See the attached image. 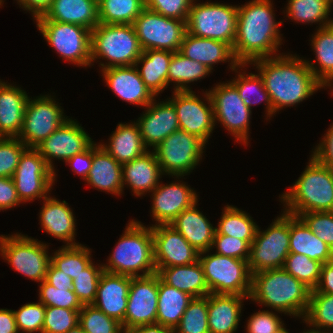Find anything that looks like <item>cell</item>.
<instances>
[{
	"mask_svg": "<svg viewBox=\"0 0 333 333\" xmlns=\"http://www.w3.org/2000/svg\"><path fill=\"white\" fill-rule=\"evenodd\" d=\"M250 65L256 66L273 106V115L283 108L307 100L324 86L315 78L304 59L297 55L281 54L259 58Z\"/></svg>",
	"mask_w": 333,
	"mask_h": 333,
	"instance_id": "6da1fadb",
	"label": "cell"
},
{
	"mask_svg": "<svg viewBox=\"0 0 333 333\" xmlns=\"http://www.w3.org/2000/svg\"><path fill=\"white\" fill-rule=\"evenodd\" d=\"M273 9L271 0H252L238 6L232 50L240 64L280 55L278 49L282 44V34L279 27L283 21H276Z\"/></svg>",
	"mask_w": 333,
	"mask_h": 333,
	"instance_id": "7a4b0ae2",
	"label": "cell"
},
{
	"mask_svg": "<svg viewBox=\"0 0 333 333\" xmlns=\"http://www.w3.org/2000/svg\"><path fill=\"white\" fill-rule=\"evenodd\" d=\"M311 290L283 268L252 274L249 300L270 307L278 313L303 317L308 308Z\"/></svg>",
	"mask_w": 333,
	"mask_h": 333,
	"instance_id": "3957f363",
	"label": "cell"
},
{
	"mask_svg": "<svg viewBox=\"0 0 333 333\" xmlns=\"http://www.w3.org/2000/svg\"><path fill=\"white\" fill-rule=\"evenodd\" d=\"M107 260L108 263L102 267L109 273L131 277H146L157 273L152 227L131 220Z\"/></svg>",
	"mask_w": 333,
	"mask_h": 333,
	"instance_id": "277c9868",
	"label": "cell"
},
{
	"mask_svg": "<svg viewBox=\"0 0 333 333\" xmlns=\"http://www.w3.org/2000/svg\"><path fill=\"white\" fill-rule=\"evenodd\" d=\"M300 177L279 197L284 212L301 213L333 211V169L320 164L312 155Z\"/></svg>",
	"mask_w": 333,
	"mask_h": 333,
	"instance_id": "5b68a950",
	"label": "cell"
},
{
	"mask_svg": "<svg viewBox=\"0 0 333 333\" xmlns=\"http://www.w3.org/2000/svg\"><path fill=\"white\" fill-rule=\"evenodd\" d=\"M143 53L133 24H101L91 31V65L101 59L103 69L135 65Z\"/></svg>",
	"mask_w": 333,
	"mask_h": 333,
	"instance_id": "8992f818",
	"label": "cell"
},
{
	"mask_svg": "<svg viewBox=\"0 0 333 333\" xmlns=\"http://www.w3.org/2000/svg\"><path fill=\"white\" fill-rule=\"evenodd\" d=\"M208 252L210 250L199 253L198 260L202 266L209 292L249 296L252 274L248 260Z\"/></svg>",
	"mask_w": 333,
	"mask_h": 333,
	"instance_id": "52a82bcc",
	"label": "cell"
},
{
	"mask_svg": "<svg viewBox=\"0 0 333 333\" xmlns=\"http://www.w3.org/2000/svg\"><path fill=\"white\" fill-rule=\"evenodd\" d=\"M195 1V2H194ZM193 0L186 22L187 33L225 42L233 47L236 38L238 5Z\"/></svg>",
	"mask_w": 333,
	"mask_h": 333,
	"instance_id": "ba28073f",
	"label": "cell"
},
{
	"mask_svg": "<svg viewBox=\"0 0 333 333\" xmlns=\"http://www.w3.org/2000/svg\"><path fill=\"white\" fill-rule=\"evenodd\" d=\"M290 214L284 212L263 232L257 228L255 238L250 245L248 266L251 274L283 268L289 255Z\"/></svg>",
	"mask_w": 333,
	"mask_h": 333,
	"instance_id": "9c48e42d",
	"label": "cell"
},
{
	"mask_svg": "<svg viewBox=\"0 0 333 333\" xmlns=\"http://www.w3.org/2000/svg\"><path fill=\"white\" fill-rule=\"evenodd\" d=\"M37 240L18 232L14 235H1L0 256L13 267L11 269L41 283L46 278L51 256L47 250L49 244Z\"/></svg>",
	"mask_w": 333,
	"mask_h": 333,
	"instance_id": "30bf717a",
	"label": "cell"
},
{
	"mask_svg": "<svg viewBox=\"0 0 333 333\" xmlns=\"http://www.w3.org/2000/svg\"><path fill=\"white\" fill-rule=\"evenodd\" d=\"M37 29L60 57L81 67L91 66V30L77 24L36 20Z\"/></svg>",
	"mask_w": 333,
	"mask_h": 333,
	"instance_id": "8fae6325",
	"label": "cell"
},
{
	"mask_svg": "<svg viewBox=\"0 0 333 333\" xmlns=\"http://www.w3.org/2000/svg\"><path fill=\"white\" fill-rule=\"evenodd\" d=\"M206 144L184 130H177L151 149L166 175L184 177L196 168L203 157Z\"/></svg>",
	"mask_w": 333,
	"mask_h": 333,
	"instance_id": "7c38bea8",
	"label": "cell"
},
{
	"mask_svg": "<svg viewBox=\"0 0 333 333\" xmlns=\"http://www.w3.org/2000/svg\"><path fill=\"white\" fill-rule=\"evenodd\" d=\"M51 95L28 98L18 138L28 147L36 148L69 118ZM66 116V117H65Z\"/></svg>",
	"mask_w": 333,
	"mask_h": 333,
	"instance_id": "4fadbf2b",
	"label": "cell"
},
{
	"mask_svg": "<svg viewBox=\"0 0 333 333\" xmlns=\"http://www.w3.org/2000/svg\"><path fill=\"white\" fill-rule=\"evenodd\" d=\"M186 22L167 18L145 8L133 26L143 51L148 49L177 52L187 32Z\"/></svg>",
	"mask_w": 333,
	"mask_h": 333,
	"instance_id": "5bb4252c",
	"label": "cell"
},
{
	"mask_svg": "<svg viewBox=\"0 0 333 333\" xmlns=\"http://www.w3.org/2000/svg\"><path fill=\"white\" fill-rule=\"evenodd\" d=\"M208 93L213 104L215 124L220 122L236 138L235 141L247 146L252 112L244 104L237 88L227 81L216 84Z\"/></svg>",
	"mask_w": 333,
	"mask_h": 333,
	"instance_id": "9a60e30c",
	"label": "cell"
},
{
	"mask_svg": "<svg viewBox=\"0 0 333 333\" xmlns=\"http://www.w3.org/2000/svg\"><path fill=\"white\" fill-rule=\"evenodd\" d=\"M56 175L35 148H27L12 176L20 201L46 198L57 180Z\"/></svg>",
	"mask_w": 333,
	"mask_h": 333,
	"instance_id": "2e32d148",
	"label": "cell"
},
{
	"mask_svg": "<svg viewBox=\"0 0 333 333\" xmlns=\"http://www.w3.org/2000/svg\"><path fill=\"white\" fill-rule=\"evenodd\" d=\"M169 100L175 107L179 129L190 133L205 144L215 127L213 104L208 90L203 92L206 103L194 91H174ZM207 104V105H206Z\"/></svg>",
	"mask_w": 333,
	"mask_h": 333,
	"instance_id": "e0dca14e",
	"label": "cell"
},
{
	"mask_svg": "<svg viewBox=\"0 0 333 333\" xmlns=\"http://www.w3.org/2000/svg\"><path fill=\"white\" fill-rule=\"evenodd\" d=\"M158 307V274L131 277L124 322L125 333L134 327L154 324Z\"/></svg>",
	"mask_w": 333,
	"mask_h": 333,
	"instance_id": "ac0fdd59",
	"label": "cell"
},
{
	"mask_svg": "<svg viewBox=\"0 0 333 333\" xmlns=\"http://www.w3.org/2000/svg\"><path fill=\"white\" fill-rule=\"evenodd\" d=\"M75 120L69 118L35 148L54 172H56L52 162L54 159L66 162L69 158L85 151L94 142Z\"/></svg>",
	"mask_w": 333,
	"mask_h": 333,
	"instance_id": "d6986e66",
	"label": "cell"
},
{
	"mask_svg": "<svg viewBox=\"0 0 333 333\" xmlns=\"http://www.w3.org/2000/svg\"><path fill=\"white\" fill-rule=\"evenodd\" d=\"M151 227L157 273L163 267L184 266L198 261L199 252L171 225Z\"/></svg>",
	"mask_w": 333,
	"mask_h": 333,
	"instance_id": "ffe728a7",
	"label": "cell"
},
{
	"mask_svg": "<svg viewBox=\"0 0 333 333\" xmlns=\"http://www.w3.org/2000/svg\"><path fill=\"white\" fill-rule=\"evenodd\" d=\"M173 182L159 185L152 191L151 212L155 225H170V223L185 209L198 202V194L185 184Z\"/></svg>",
	"mask_w": 333,
	"mask_h": 333,
	"instance_id": "44dd1931",
	"label": "cell"
},
{
	"mask_svg": "<svg viewBox=\"0 0 333 333\" xmlns=\"http://www.w3.org/2000/svg\"><path fill=\"white\" fill-rule=\"evenodd\" d=\"M154 99L145 108V113L137 119L144 145L154 149L166 137L179 130L177 112L174 105L167 99L156 102Z\"/></svg>",
	"mask_w": 333,
	"mask_h": 333,
	"instance_id": "7402d4cb",
	"label": "cell"
},
{
	"mask_svg": "<svg viewBox=\"0 0 333 333\" xmlns=\"http://www.w3.org/2000/svg\"><path fill=\"white\" fill-rule=\"evenodd\" d=\"M101 72L111 91L127 103L146 107L156 98L145 86L135 65L106 68Z\"/></svg>",
	"mask_w": 333,
	"mask_h": 333,
	"instance_id": "603a6c76",
	"label": "cell"
},
{
	"mask_svg": "<svg viewBox=\"0 0 333 333\" xmlns=\"http://www.w3.org/2000/svg\"><path fill=\"white\" fill-rule=\"evenodd\" d=\"M130 283L131 276L103 271L93 305L122 324L127 309Z\"/></svg>",
	"mask_w": 333,
	"mask_h": 333,
	"instance_id": "cb8c5ba5",
	"label": "cell"
},
{
	"mask_svg": "<svg viewBox=\"0 0 333 333\" xmlns=\"http://www.w3.org/2000/svg\"><path fill=\"white\" fill-rule=\"evenodd\" d=\"M39 213L42 229L54 238L63 240L66 246L79 245L75 242L76 220L68 203L50 195L43 199Z\"/></svg>",
	"mask_w": 333,
	"mask_h": 333,
	"instance_id": "d4e9b609",
	"label": "cell"
},
{
	"mask_svg": "<svg viewBox=\"0 0 333 333\" xmlns=\"http://www.w3.org/2000/svg\"><path fill=\"white\" fill-rule=\"evenodd\" d=\"M179 52L189 59L198 61L213 70L214 64L230 62L233 71L239 62L235 59L232 47L221 41L202 38L185 33Z\"/></svg>",
	"mask_w": 333,
	"mask_h": 333,
	"instance_id": "484cf974",
	"label": "cell"
},
{
	"mask_svg": "<svg viewBox=\"0 0 333 333\" xmlns=\"http://www.w3.org/2000/svg\"><path fill=\"white\" fill-rule=\"evenodd\" d=\"M162 175L153 151L148 150L142 156L122 164L123 186H129L135 196L152 192L159 185Z\"/></svg>",
	"mask_w": 333,
	"mask_h": 333,
	"instance_id": "4316f807",
	"label": "cell"
},
{
	"mask_svg": "<svg viewBox=\"0 0 333 333\" xmlns=\"http://www.w3.org/2000/svg\"><path fill=\"white\" fill-rule=\"evenodd\" d=\"M0 84V137L18 138L29 96L21 87Z\"/></svg>",
	"mask_w": 333,
	"mask_h": 333,
	"instance_id": "83f0119b",
	"label": "cell"
},
{
	"mask_svg": "<svg viewBox=\"0 0 333 333\" xmlns=\"http://www.w3.org/2000/svg\"><path fill=\"white\" fill-rule=\"evenodd\" d=\"M245 299H249V296L208 294L209 332L235 333Z\"/></svg>",
	"mask_w": 333,
	"mask_h": 333,
	"instance_id": "f1b7e54d",
	"label": "cell"
},
{
	"mask_svg": "<svg viewBox=\"0 0 333 333\" xmlns=\"http://www.w3.org/2000/svg\"><path fill=\"white\" fill-rule=\"evenodd\" d=\"M91 187L110 194L123 192L122 164L118 163L100 144L93 142V161L85 180Z\"/></svg>",
	"mask_w": 333,
	"mask_h": 333,
	"instance_id": "f546056e",
	"label": "cell"
},
{
	"mask_svg": "<svg viewBox=\"0 0 333 333\" xmlns=\"http://www.w3.org/2000/svg\"><path fill=\"white\" fill-rule=\"evenodd\" d=\"M197 203L182 211L170 225L201 253L211 250L216 227L197 209Z\"/></svg>",
	"mask_w": 333,
	"mask_h": 333,
	"instance_id": "4dcf8cb0",
	"label": "cell"
},
{
	"mask_svg": "<svg viewBox=\"0 0 333 333\" xmlns=\"http://www.w3.org/2000/svg\"><path fill=\"white\" fill-rule=\"evenodd\" d=\"M45 20L81 25L93 30L99 24L98 3L94 0H52Z\"/></svg>",
	"mask_w": 333,
	"mask_h": 333,
	"instance_id": "1f68e13d",
	"label": "cell"
},
{
	"mask_svg": "<svg viewBox=\"0 0 333 333\" xmlns=\"http://www.w3.org/2000/svg\"><path fill=\"white\" fill-rule=\"evenodd\" d=\"M289 253L303 254L322 264L333 260V249L318 238L299 216L292 214Z\"/></svg>",
	"mask_w": 333,
	"mask_h": 333,
	"instance_id": "d6a6232c",
	"label": "cell"
},
{
	"mask_svg": "<svg viewBox=\"0 0 333 333\" xmlns=\"http://www.w3.org/2000/svg\"><path fill=\"white\" fill-rule=\"evenodd\" d=\"M100 146L106 150L118 163L124 164L145 154L148 149L142 140L137 123H119L109 138L108 145Z\"/></svg>",
	"mask_w": 333,
	"mask_h": 333,
	"instance_id": "836d02e7",
	"label": "cell"
},
{
	"mask_svg": "<svg viewBox=\"0 0 333 333\" xmlns=\"http://www.w3.org/2000/svg\"><path fill=\"white\" fill-rule=\"evenodd\" d=\"M174 52L148 49L143 51L135 63L145 86L157 96L167 88L168 67ZM139 64L142 66L141 69Z\"/></svg>",
	"mask_w": 333,
	"mask_h": 333,
	"instance_id": "e575fe53",
	"label": "cell"
},
{
	"mask_svg": "<svg viewBox=\"0 0 333 333\" xmlns=\"http://www.w3.org/2000/svg\"><path fill=\"white\" fill-rule=\"evenodd\" d=\"M311 39V48L315 52L318 65L314 60L305 62L324 88H333V24L318 28Z\"/></svg>",
	"mask_w": 333,
	"mask_h": 333,
	"instance_id": "d590c367",
	"label": "cell"
},
{
	"mask_svg": "<svg viewBox=\"0 0 333 333\" xmlns=\"http://www.w3.org/2000/svg\"><path fill=\"white\" fill-rule=\"evenodd\" d=\"M157 274L166 284L192 297L210 294L199 260L184 266L163 267Z\"/></svg>",
	"mask_w": 333,
	"mask_h": 333,
	"instance_id": "8d00e7d4",
	"label": "cell"
},
{
	"mask_svg": "<svg viewBox=\"0 0 333 333\" xmlns=\"http://www.w3.org/2000/svg\"><path fill=\"white\" fill-rule=\"evenodd\" d=\"M192 299L190 294L166 284L158 275L156 323L174 330Z\"/></svg>",
	"mask_w": 333,
	"mask_h": 333,
	"instance_id": "74e56055",
	"label": "cell"
},
{
	"mask_svg": "<svg viewBox=\"0 0 333 333\" xmlns=\"http://www.w3.org/2000/svg\"><path fill=\"white\" fill-rule=\"evenodd\" d=\"M212 70L206 65L192 60L181 54L174 52L168 67V86L175 83L174 91H192L187 84L204 79Z\"/></svg>",
	"mask_w": 333,
	"mask_h": 333,
	"instance_id": "f35d334b",
	"label": "cell"
},
{
	"mask_svg": "<svg viewBox=\"0 0 333 333\" xmlns=\"http://www.w3.org/2000/svg\"><path fill=\"white\" fill-rule=\"evenodd\" d=\"M248 64H240L233 70L238 73L232 81H230L238 90L244 104L252 110V105L259 104L262 101L266 105V118L268 120L273 116V106L270 96L264 87L262 77L259 73H244L240 72V68ZM239 69V72H238ZM241 73V74H240ZM252 96V97H251ZM254 97V98H253ZM253 98V99H252Z\"/></svg>",
	"mask_w": 333,
	"mask_h": 333,
	"instance_id": "ab89813d",
	"label": "cell"
},
{
	"mask_svg": "<svg viewBox=\"0 0 333 333\" xmlns=\"http://www.w3.org/2000/svg\"><path fill=\"white\" fill-rule=\"evenodd\" d=\"M215 234H223L239 238L252 244L258 225L245 211L226 205L222 210L220 221L217 223Z\"/></svg>",
	"mask_w": 333,
	"mask_h": 333,
	"instance_id": "60d3db41",
	"label": "cell"
},
{
	"mask_svg": "<svg viewBox=\"0 0 333 333\" xmlns=\"http://www.w3.org/2000/svg\"><path fill=\"white\" fill-rule=\"evenodd\" d=\"M286 16L297 23H317L318 28L327 27L333 24L329 19L331 12L329 0H287ZM320 22V23H319Z\"/></svg>",
	"mask_w": 333,
	"mask_h": 333,
	"instance_id": "b9f144b4",
	"label": "cell"
},
{
	"mask_svg": "<svg viewBox=\"0 0 333 333\" xmlns=\"http://www.w3.org/2000/svg\"><path fill=\"white\" fill-rule=\"evenodd\" d=\"M145 9V0H102L98 3L99 23L133 24Z\"/></svg>",
	"mask_w": 333,
	"mask_h": 333,
	"instance_id": "7bdbcfd3",
	"label": "cell"
},
{
	"mask_svg": "<svg viewBox=\"0 0 333 333\" xmlns=\"http://www.w3.org/2000/svg\"><path fill=\"white\" fill-rule=\"evenodd\" d=\"M320 331H333V294L312 290L303 323Z\"/></svg>",
	"mask_w": 333,
	"mask_h": 333,
	"instance_id": "ee69618b",
	"label": "cell"
},
{
	"mask_svg": "<svg viewBox=\"0 0 333 333\" xmlns=\"http://www.w3.org/2000/svg\"><path fill=\"white\" fill-rule=\"evenodd\" d=\"M90 250L82 244L63 245L51 256V263L74 279L75 276L79 275L82 270L93 262Z\"/></svg>",
	"mask_w": 333,
	"mask_h": 333,
	"instance_id": "f6af8a7d",
	"label": "cell"
},
{
	"mask_svg": "<svg viewBox=\"0 0 333 333\" xmlns=\"http://www.w3.org/2000/svg\"><path fill=\"white\" fill-rule=\"evenodd\" d=\"M207 318L208 295L193 297L173 333H210Z\"/></svg>",
	"mask_w": 333,
	"mask_h": 333,
	"instance_id": "bcb514c9",
	"label": "cell"
},
{
	"mask_svg": "<svg viewBox=\"0 0 333 333\" xmlns=\"http://www.w3.org/2000/svg\"><path fill=\"white\" fill-rule=\"evenodd\" d=\"M321 267V262L310 259L306 255L289 253L283 269L312 291L318 285Z\"/></svg>",
	"mask_w": 333,
	"mask_h": 333,
	"instance_id": "7dc6e473",
	"label": "cell"
},
{
	"mask_svg": "<svg viewBox=\"0 0 333 333\" xmlns=\"http://www.w3.org/2000/svg\"><path fill=\"white\" fill-rule=\"evenodd\" d=\"M79 325L85 333H125L120 322L93 304L83 305L80 309Z\"/></svg>",
	"mask_w": 333,
	"mask_h": 333,
	"instance_id": "c3c4849f",
	"label": "cell"
},
{
	"mask_svg": "<svg viewBox=\"0 0 333 333\" xmlns=\"http://www.w3.org/2000/svg\"><path fill=\"white\" fill-rule=\"evenodd\" d=\"M103 271L104 269L102 265L99 266L92 262L73 279L72 290L82 305H90L94 303L99 279Z\"/></svg>",
	"mask_w": 333,
	"mask_h": 333,
	"instance_id": "681fc988",
	"label": "cell"
},
{
	"mask_svg": "<svg viewBox=\"0 0 333 333\" xmlns=\"http://www.w3.org/2000/svg\"><path fill=\"white\" fill-rule=\"evenodd\" d=\"M38 301L46 307L55 306L73 310H80L83 307L72 289L56 288L46 280L40 283Z\"/></svg>",
	"mask_w": 333,
	"mask_h": 333,
	"instance_id": "f907efd6",
	"label": "cell"
},
{
	"mask_svg": "<svg viewBox=\"0 0 333 333\" xmlns=\"http://www.w3.org/2000/svg\"><path fill=\"white\" fill-rule=\"evenodd\" d=\"M80 310L46 307L42 333H66L79 324Z\"/></svg>",
	"mask_w": 333,
	"mask_h": 333,
	"instance_id": "816d5d0a",
	"label": "cell"
},
{
	"mask_svg": "<svg viewBox=\"0 0 333 333\" xmlns=\"http://www.w3.org/2000/svg\"><path fill=\"white\" fill-rule=\"evenodd\" d=\"M46 306L41 302L26 303L13 310L17 329L20 333H42Z\"/></svg>",
	"mask_w": 333,
	"mask_h": 333,
	"instance_id": "f5cc1de1",
	"label": "cell"
},
{
	"mask_svg": "<svg viewBox=\"0 0 333 333\" xmlns=\"http://www.w3.org/2000/svg\"><path fill=\"white\" fill-rule=\"evenodd\" d=\"M27 148L19 138L0 137V177L12 178Z\"/></svg>",
	"mask_w": 333,
	"mask_h": 333,
	"instance_id": "db71d44e",
	"label": "cell"
},
{
	"mask_svg": "<svg viewBox=\"0 0 333 333\" xmlns=\"http://www.w3.org/2000/svg\"><path fill=\"white\" fill-rule=\"evenodd\" d=\"M299 217L318 238L333 249V211L301 213Z\"/></svg>",
	"mask_w": 333,
	"mask_h": 333,
	"instance_id": "11a10c76",
	"label": "cell"
},
{
	"mask_svg": "<svg viewBox=\"0 0 333 333\" xmlns=\"http://www.w3.org/2000/svg\"><path fill=\"white\" fill-rule=\"evenodd\" d=\"M216 248V254L248 260L250 255V244L239 238H235L223 234H215L213 239L212 249Z\"/></svg>",
	"mask_w": 333,
	"mask_h": 333,
	"instance_id": "9f6ffc18",
	"label": "cell"
},
{
	"mask_svg": "<svg viewBox=\"0 0 333 333\" xmlns=\"http://www.w3.org/2000/svg\"><path fill=\"white\" fill-rule=\"evenodd\" d=\"M193 0H145V8L167 18L187 21Z\"/></svg>",
	"mask_w": 333,
	"mask_h": 333,
	"instance_id": "6f0895ef",
	"label": "cell"
},
{
	"mask_svg": "<svg viewBox=\"0 0 333 333\" xmlns=\"http://www.w3.org/2000/svg\"><path fill=\"white\" fill-rule=\"evenodd\" d=\"M246 325V333H277L285 324L274 311L259 310L249 317Z\"/></svg>",
	"mask_w": 333,
	"mask_h": 333,
	"instance_id": "680465c9",
	"label": "cell"
},
{
	"mask_svg": "<svg viewBox=\"0 0 333 333\" xmlns=\"http://www.w3.org/2000/svg\"><path fill=\"white\" fill-rule=\"evenodd\" d=\"M311 154L320 164L333 169V124Z\"/></svg>",
	"mask_w": 333,
	"mask_h": 333,
	"instance_id": "91938a15",
	"label": "cell"
},
{
	"mask_svg": "<svg viewBox=\"0 0 333 333\" xmlns=\"http://www.w3.org/2000/svg\"><path fill=\"white\" fill-rule=\"evenodd\" d=\"M21 203L13 179L0 177V211L14 208Z\"/></svg>",
	"mask_w": 333,
	"mask_h": 333,
	"instance_id": "94428289",
	"label": "cell"
},
{
	"mask_svg": "<svg viewBox=\"0 0 333 333\" xmlns=\"http://www.w3.org/2000/svg\"><path fill=\"white\" fill-rule=\"evenodd\" d=\"M93 161V143L83 152L69 158L65 163L71 166V170L81 176L84 181L91 169Z\"/></svg>",
	"mask_w": 333,
	"mask_h": 333,
	"instance_id": "6125c7cd",
	"label": "cell"
},
{
	"mask_svg": "<svg viewBox=\"0 0 333 333\" xmlns=\"http://www.w3.org/2000/svg\"><path fill=\"white\" fill-rule=\"evenodd\" d=\"M45 280L56 288L73 287V279L62 270L57 269L51 262L48 265Z\"/></svg>",
	"mask_w": 333,
	"mask_h": 333,
	"instance_id": "be15d7a7",
	"label": "cell"
},
{
	"mask_svg": "<svg viewBox=\"0 0 333 333\" xmlns=\"http://www.w3.org/2000/svg\"><path fill=\"white\" fill-rule=\"evenodd\" d=\"M314 290L319 293L333 294V260L322 264L320 279Z\"/></svg>",
	"mask_w": 333,
	"mask_h": 333,
	"instance_id": "e7e4bbea",
	"label": "cell"
},
{
	"mask_svg": "<svg viewBox=\"0 0 333 333\" xmlns=\"http://www.w3.org/2000/svg\"><path fill=\"white\" fill-rule=\"evenodd\" d=\"M17 3L24 11H29L33 15L32 17L37 18L44 16L45 13L50 9L52 0H16Z\"/></svg>",
	"mask_w": 333,
	"mask_h": 333,
	"instance_id": "03108f58",
	"label": "cell"
},
{
	"mask_svg": "<svg viewBox=\"0 0 333 333\" xmlns=\"http://www.w3.org/2000/svg\"><path fill=\"white\" fill-rule=\"evenodd\" d=\"M0 333H19L13 310L0 309Z\"/></svg>",
	"mask_w": 333,
	"mask_h": 333,
	"instance_id": "003e7915",
	"label": "cell"
},
{
	"mask_svg": "<svg viewBox=\"0 0 333 333\" xmlns=\"http://www.w3.org/2000/svg\"><path fill=\"white\" fill-rule=\"evenodd\" d=\"M127 333H173V330L161 324L154 323L134 327Z\"/></svg>",
	"mask_w": 333,
	"mask_h": 333,
	"instance_id": "a7ac6f4b",
	"label": "cell"
},
{
	"mask_svg": "<svg viewBox=\"0 0 333 333\" xmlns=\"http://www.w3.org/2000/svg\"><path fill=\"white\" fill-rule=\"evenodd\" d=\"M66 333H85V332L83 331V329L81 328V326L78 324L77 326H75L74 328L70 329Z\"/></svg>",
	"mask_w": 333,
	"mask_h": 333,
	"instance_id": "89a4df30",
	"label": "cell"
},
{
	"mask_svg": "<svg viewBox=\"0 0 333 333\" xmlns=\"http://www.w3.org/2000/svg\"><path fill=\"white\" fill-rule=\"evenodd\" d=\"M302 333H331V332H328V331H320V330H315V329L310 328V330L307 329V331L305 330V331H303Z\"/></svg>",
	"mask_w": 333,
	"mask_h": 333,
	"instance_id": "2644e50d",
	"label": "cell"
},
{
	"mask_svg": "<svg viewBox=\"0 0 333 333\" xmlns=\"http://www.w3.org/2000/svg\"><path fill=\"white\" fill-rule=\"evenodd\" d=\"M277 333H289L285 327H282Z\"/></svg>",
	"mask_w": 333,
	"mask_h": 333,
	"instance_id": "8c879c8a",
	"label": "cell"
},
{
	"mask_svg": "<svg viewBox=\"0 0 333 333\" xmlns=\"http://www.w3.org/2000/svg\"><path fill=\"white\" fill-rule=\"evenodd\" d=\"M330 9L332 10L333 0H329Z\"/></svg>",
	"mask_w": 333,
	"mask_h": 333,
	"instance_id": "753ad0ef",
	"label": "cell"
},
{
	"mask_svg": "<svg viewBox=\"0 0 333 333\" xmlns=\"http://www.w3.org/2000/svg\"><path fill=\"white\" fill-rule=\"evenodd\" d=\"M4 3V0H0V6H2Z\"/></svg>",
	"mask_w": 333,
	"mask_h": 333,
	"instance_id": "34e18365",
	"label": "cell"
},
{
	"mask_svg": "<svg viewBox=\"0 0 333 333\" xmlns=\"http://www.w3.org/2000/svg\"><path fill=\"white\" fill-rule=\"evenodd\" d=\"M96 3H99L100 1H102V0H94Z\"/></svg>",
	"mask_w": 333,
	"mask_h": 333,
	"instance_id": "11e5206c",
	"label": "cell"
}]
</instances>
